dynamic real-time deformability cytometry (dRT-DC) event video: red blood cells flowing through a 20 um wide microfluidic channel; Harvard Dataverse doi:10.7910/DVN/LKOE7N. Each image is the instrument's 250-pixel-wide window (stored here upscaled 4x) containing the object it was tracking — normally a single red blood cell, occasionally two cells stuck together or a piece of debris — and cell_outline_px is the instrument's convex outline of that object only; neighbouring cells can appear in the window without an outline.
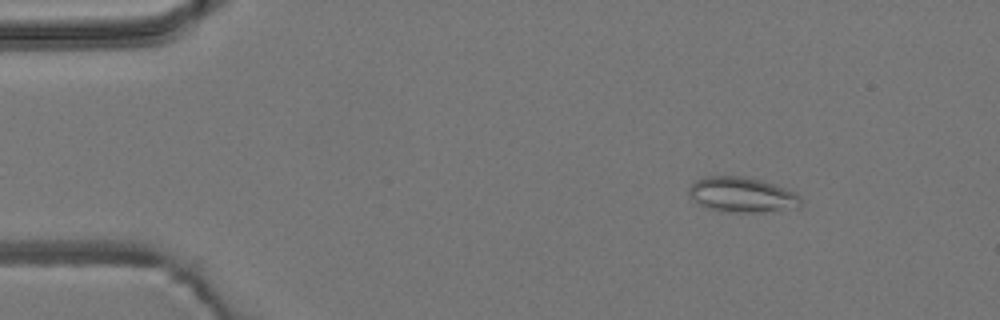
{"species": "common noctule bat (a hibernating species)", "species_latin": "Nyctalus noctula", "temperature_condition": "room temperature", "stored_images_in_passage": 6, "camera_frame_rate_fps": 3000, "um_per_image_px": 0.085, "animal": {"sex": "male", "body_mass_g": 19.2, "forearm_length_mm": 51.8}, "frame": {"image": 1, "passage_image": 1, "time_ms": 0.0, "image_size_px": [1000, 320], "cell_outline_px": [[800, 208], [760, 212], [720, 212], [708, 208], [700, 204], [688, 196], [688, 188], [696, 180], [704, 176], [744, 176], [776, 184], [796, 192], [800, 196]], "centroid_in_image_um": [63.07, 16.55], "position_along_channel_um": 21.9, "area_um2": 23.24}}
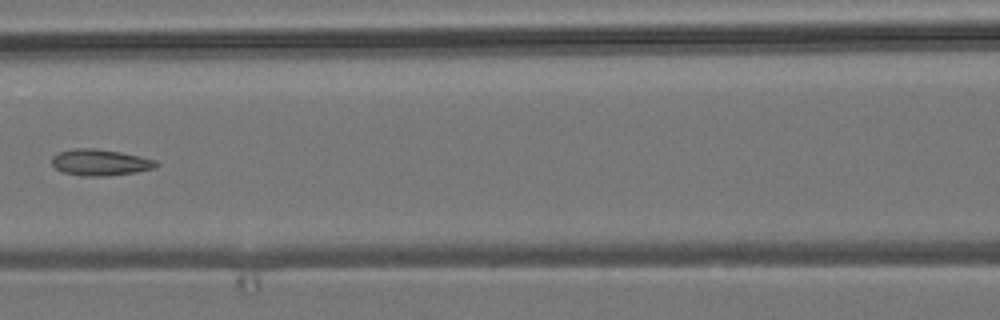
{"frame": {"image": 2, "passage_image": 5, "time_ms": 1.333, "image_size_px": [1000, 320], "cell_outline_px": [[160, 164], [156, 168], [136, 172], [108, 176], [84, 176], [64, 172], [56, 168], [52, 164], [52, 156], [60, 152], [76, 148], [92, 148], [120, 152], [156, 160]], "centroid_in_image_um": [8.55, 13.81], "position_along_channel_um": 158.1, "area_um2": 15.9}}
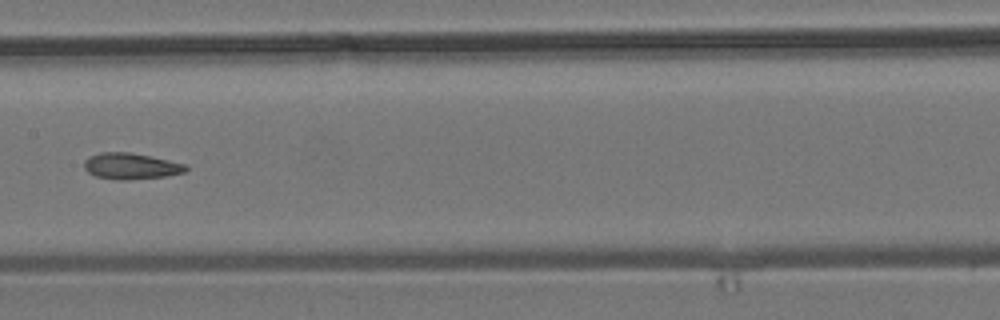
{"frame": {"image": 3, "passage_image": 6, "time_ms": 1.667, "image_size_px": [1000, 320], "cell_outline_px": [[188, 168], [184, 172], [164, 176], [124, 180], [120, 180], [96, 176], [88, 172], [84, 168], [84, 160], [88, 156], [100, 152], [128, 152], [152, 156], [184, 164]], "centroid_in_image_um": [11.08, 14.1], "position_along_channel_um": 196.3, "area_um2": 15.37}}